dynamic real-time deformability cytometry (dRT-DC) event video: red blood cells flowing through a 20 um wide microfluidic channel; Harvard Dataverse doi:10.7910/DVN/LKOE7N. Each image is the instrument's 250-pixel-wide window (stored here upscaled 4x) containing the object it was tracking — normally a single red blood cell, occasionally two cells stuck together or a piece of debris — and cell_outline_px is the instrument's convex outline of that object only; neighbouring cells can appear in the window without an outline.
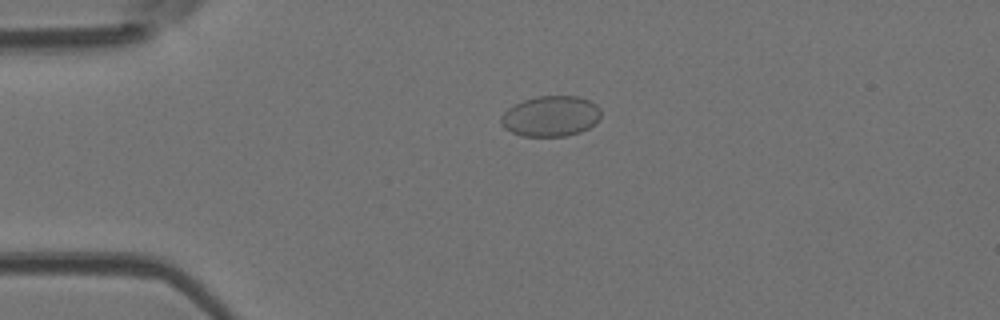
{"species": "Egyptian fruit bat (a non-hibernating species)", "species_latin": "Rousettus aegyptiacus", "temperature_condition": "room temperature", "stored_images_in_passage": 40, "camera_frame_rate_fps": 3000, "um_per_image_px": 0.085, "animal": {"sex": "female"}, "frame": {"image": 1, "passage_image": 1, "time_ms": 0.0, "image_size_px": [1000, 320], "cell_outline_px": [[600, 116], [596, 124], [580, 132], [564, 136], [520, 136], [504, 128], [500, 124], [500, 116], [512, 104], [536, 96], [576, 96], [588, 100], [596, 104], [600, 108]], "centroid_in_image_um": [46.78, 9.87], "position_along_channel_um": 38.2, "area_um2": 23.81}}
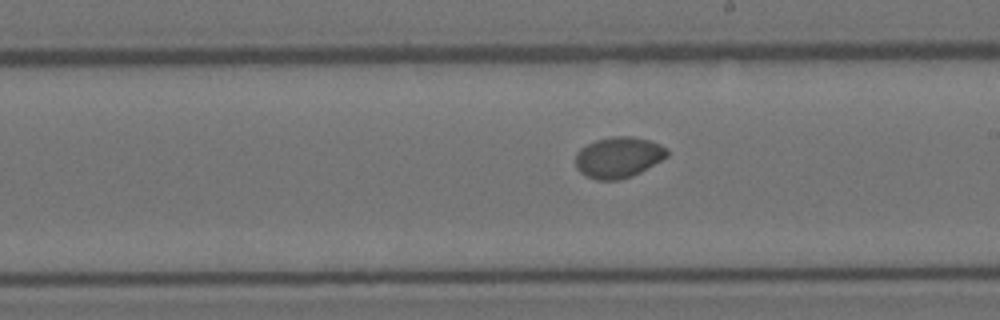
{"frame": {"image": 2, "passage_image": 18, "time_ms": 5.667, "image_size_px": [1000, 320], "cell_outline_px": [[668, 156], [640, 172], [632, 176], [620, 180], [596, 180], [584, 176], [576, 168], [576, 152], [580, 148], [596, 140], [612, 136], [632, 136], [648, 140], [660, 144], [668, 148]], "centroid_in_image_um": [52.55, 13.38], "position_along_channel_um": 236.4, "area_um2": 21.96}}
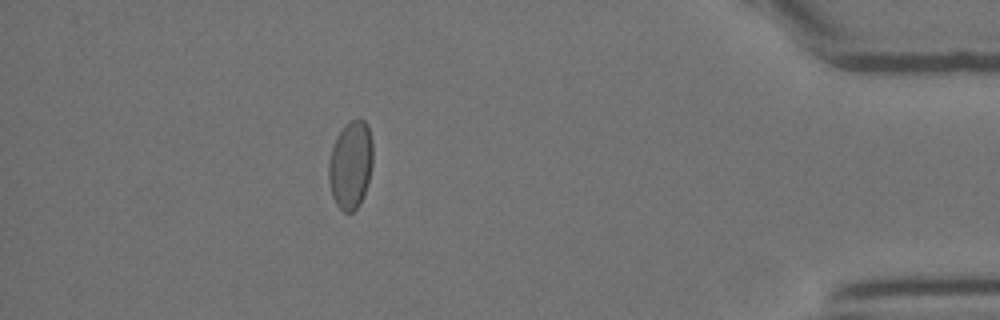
{"frame": {"image": 3, "passage_image": 34, "time_ms": 11.0, "image_size_px": [1000, 320], "cell_outline_px": [[372, 164], [368, 180], [360, 204], [352, 212], [344, 212], [336, 204], [332, 196], [328, 176], [328, 164], [332, 148], [336, 136], [344, 124], [352, 120], [364, 120], [368, 124], [372, 140]], "centroid_in_image_um": [29.79, 13.99], "position_along_channel_um": 405.4, "area_um2": 22.6}, "authors_computed_cell_mechanics": {"area_um2": 22.0507, "velocity_mm_per_s": 4.0635, "shape_relaxation_time_tau1_ms": null, "shape_relaxation_time_tau2_ms": 1.5823, "deformation_change_tau1": null, "deformation_change_tau2": 0.0166}}